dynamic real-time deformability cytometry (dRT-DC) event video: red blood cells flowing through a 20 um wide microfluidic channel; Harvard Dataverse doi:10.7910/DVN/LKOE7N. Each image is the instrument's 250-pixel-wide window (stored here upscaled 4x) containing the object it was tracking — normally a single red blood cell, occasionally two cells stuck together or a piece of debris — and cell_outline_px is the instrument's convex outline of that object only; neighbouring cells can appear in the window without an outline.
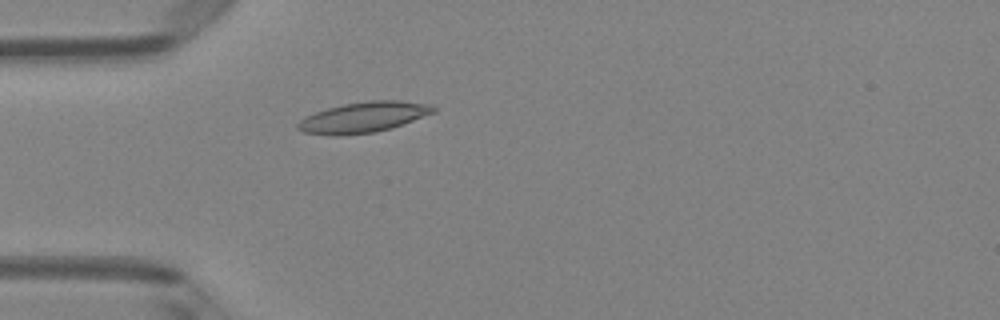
{"species": "Egyptian fruit bat (a non-hibernating species)", "species_latin": "Rousettus aegyptiacus", "temperature_condition": "room temperature", "stored_images_in_passage": 36, "camera_frame_rate_fps": 3000, "um_per_image_px": 0.085, "animal": {"sex": "female"}, "frame": {"image": 1, "passage_image": 1, "time_ms": 0.0, "image_size_px": [1000, 320], "cell_outline_px": [[436, 112], [392, 128], [376, 132], [340, 136], [336, 136], [304, 132], [296, 128], [296, 124], [304, 116], [328, 108], [344, 104], [368, 100], [396, 100], [432, 104], [436, 108]], "centroid_in_image_um": [30.91, 9.97], "position_along_channel_um": 54.1, "area_um2": 24.33}}
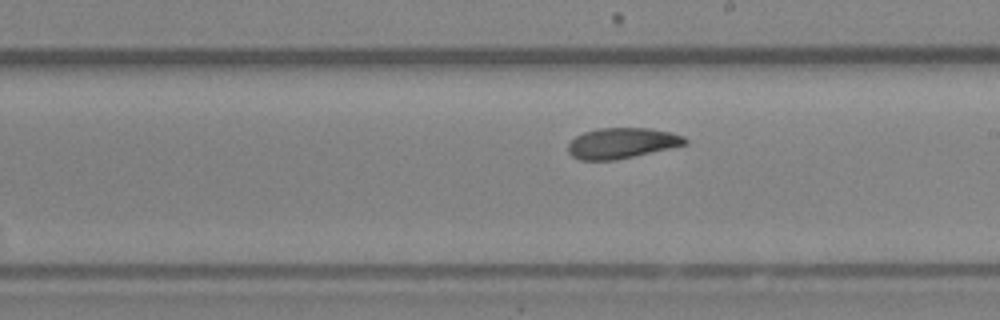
{"frame": {"image": 2, "passage_image": 15, "time_ms": 4.667, "image_size_px": [1000, 320], "cell_outline_px": [[688, 144], [616, 160], [580, 160], [572, 156], [568, 152], [568, 144], [576, 136], [584, 132], [600, 128], [648, 128], [668, 132], [684, 136], [688, 140]], "centroid_in_image_um": [52.85, 12.17], "position_along_channel_um": 236.1, "area_um2": 20.75}}
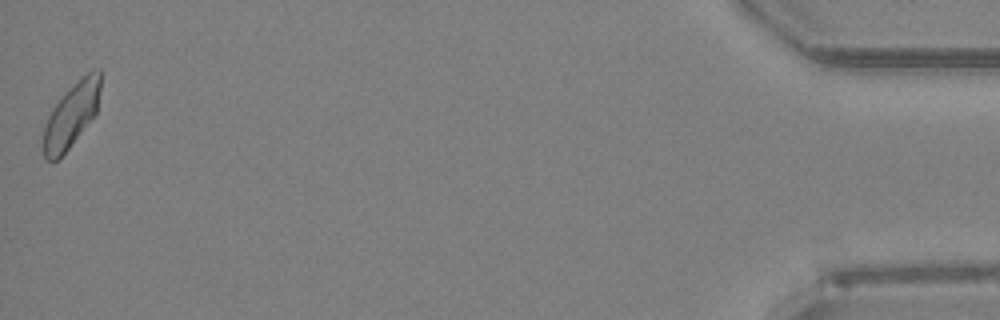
{"frame": {"image": 3, "passage_image": 36, "time_ms": 11.667, "image_size_px": [1000, 320], "cell_outline_px": [[104, 72], [96, 112], [68, 148], [56, 160], [44, 160], [44, 128], [48, 116], [52, 108], [92, 68], [100, 68]], "centroid_in_image_um": [6.12, 9.73], "position_along_channel_um": 429.1, "area_um2": 20.69}, "authors_computed_cell_mechanics": {"area_um2": 21.2415, "velocity_mm_per_s": 4.0773, "shape_relaxation_time_tau1_ms": null, "shape_relaxation_time_tau2_ms": 4.9055, "deformation_change_tau1": null, "deformation_change_tau2": 0.0791}}